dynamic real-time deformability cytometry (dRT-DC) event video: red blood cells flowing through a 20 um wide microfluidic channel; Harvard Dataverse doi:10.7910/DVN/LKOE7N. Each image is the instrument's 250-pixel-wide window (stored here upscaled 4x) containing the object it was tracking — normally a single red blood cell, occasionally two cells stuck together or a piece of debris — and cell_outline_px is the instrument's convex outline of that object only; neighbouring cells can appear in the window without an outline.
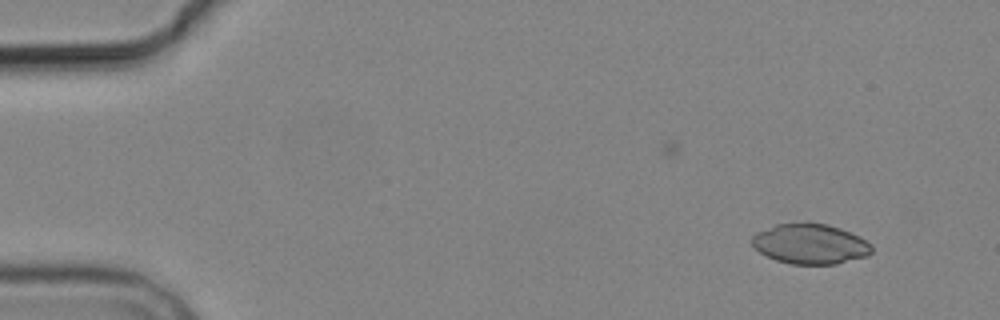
{"species": "common noctule bat (a hibernating species)", "species_latin": "Nyctalus noctula", "temperature_condition": "cold", "stored_images_in_passage": 5, "camera_frame_rate_fps": 3000, "um_per_image_px": 0.085, "animal": {"sex": "male", "body_mass_g": 19.2, "forearm_length_mm": 51.8}, "frame": {"image": 1, "passage_image": 1, "time_ms": 0.0, "image_size_px": [1000, 320], "cell_outline_px": [[872, 252], [868, 256], [836, 264], [792, 264], [776, 260], [760, 252], [752, 244], [752, 236], [756, 232], [776, 224], [808, 220], [828, 224], [840, 228], [860, 236], [872, 244]], "centroid_in_image_um": [68.89, 20.7], "position_along_channel_um": 16.1, "area_um2": 28.55}}